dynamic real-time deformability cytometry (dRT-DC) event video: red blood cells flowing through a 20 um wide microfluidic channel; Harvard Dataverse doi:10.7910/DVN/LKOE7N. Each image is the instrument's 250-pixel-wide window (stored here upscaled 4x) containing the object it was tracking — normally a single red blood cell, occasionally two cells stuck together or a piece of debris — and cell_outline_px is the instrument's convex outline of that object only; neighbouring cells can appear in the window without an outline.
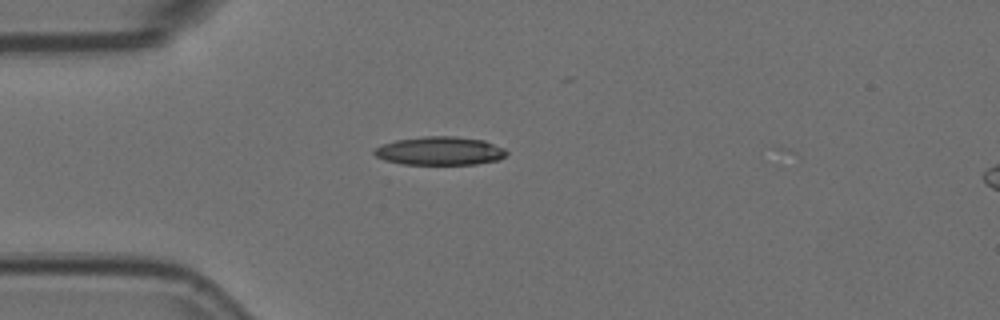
{"species": "Egyptian fruit bat (a non-hibernating species)", "species_latin": "Rousettus aegyptiacus", "temperature_condition": "room temperature", "stored_images_in_passage": 4, "camera_frame_rate_fps": 3000, "um_per_image_px": 0.085, "animal": {"sex": "female"}, "frame": {"image": 1, "passage_image": 3, "time_ms": 0.667, "image_size_px": [1000, 320], "cell_outline_px": [[508, 152], [500, 160], [476, 164], [404, 164], [384, 160], [376, 156], [372, 152], [372, 148], [396, 140], [424, 136], [452, 136], [484, 140], [504, 148]], "centroid_in_image_um": [37.38, 12.83], "position_along_channel_um": 47.6, "area_um2": 21.96}}